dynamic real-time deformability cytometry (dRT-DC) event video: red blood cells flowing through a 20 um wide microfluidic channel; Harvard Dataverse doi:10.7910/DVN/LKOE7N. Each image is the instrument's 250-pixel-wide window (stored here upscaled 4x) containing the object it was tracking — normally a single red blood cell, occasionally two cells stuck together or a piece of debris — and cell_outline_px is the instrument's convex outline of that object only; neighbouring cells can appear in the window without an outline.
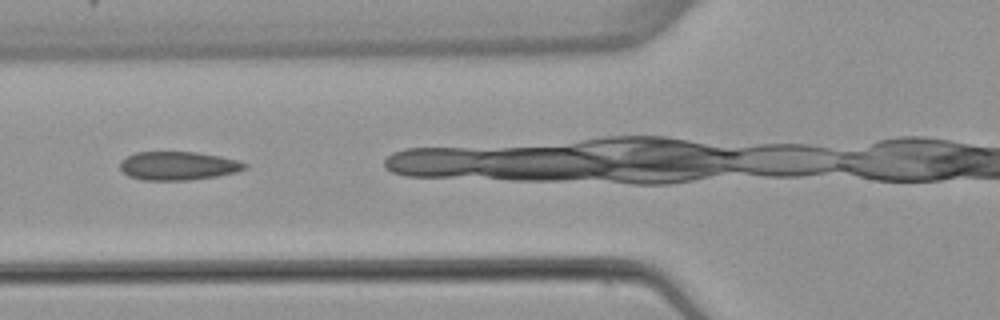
{"species": "common noctule bat (a hibernating species)", "species_latin": "Nyctalus noctula", "temperature_condition": "warm", "stored_images_in_passage": 5, "camera_frame_rate_fps": 3000, "um_per_image_px": 0.085, "animal": {"sex": "female", "body_mass_g": 22.7, "forearm_length_mm": 54.2}, "frame": {"image": 1, "passage_image": 4, "time_ms": 3.333, "image_size_px": [1000, 320], "cell_outline_px": [[248, 168], [236, 172], [216, 176], [188, 180], [144, 180], [128, 176], [120, 168], [120, 160], [136, 152], [196, 152], [220, 156], [240, 160], [248, 164]], "centroid_in_image_um": [15.17, 14.09], "position_along_channel_um": 110.6, "area_um2": 20.81}}